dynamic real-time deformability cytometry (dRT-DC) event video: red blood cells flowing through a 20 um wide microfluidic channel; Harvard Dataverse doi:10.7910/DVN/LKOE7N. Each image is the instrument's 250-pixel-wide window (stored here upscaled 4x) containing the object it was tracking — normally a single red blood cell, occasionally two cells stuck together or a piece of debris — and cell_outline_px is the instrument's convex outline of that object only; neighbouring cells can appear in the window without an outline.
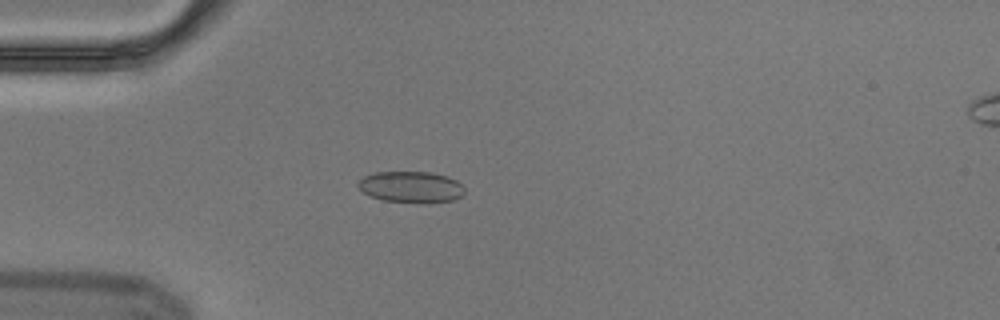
{"species": "Egyptian fruit bat (a non-hibernating species)", "species_latin": "Rousettus aegyptiacus", "temperature_condition": "cold", "stored_images_in_passage": 5, "camera_frame_rate_fps": 3000, "um_per_image_px": 0.085, "animal": {"sex": "male"}, "frame": {"image": 1, "passage_image": 4, "time_ms": 1.0, "image_size_px": [1000, 320], "cell_outline_px": [[464, 192], [460, 196], [452, 200], [424, 204], [384, 200], [372, 196], [364, 192], [356, 184], [364, 176], [376, 172], [432, 172], [448, 176], [456, 180], [464, 188]], "centroid_in_image_um": [34.96, 15.89], "position_along_channel_um": 50.0, "area_um2": 19.42}}